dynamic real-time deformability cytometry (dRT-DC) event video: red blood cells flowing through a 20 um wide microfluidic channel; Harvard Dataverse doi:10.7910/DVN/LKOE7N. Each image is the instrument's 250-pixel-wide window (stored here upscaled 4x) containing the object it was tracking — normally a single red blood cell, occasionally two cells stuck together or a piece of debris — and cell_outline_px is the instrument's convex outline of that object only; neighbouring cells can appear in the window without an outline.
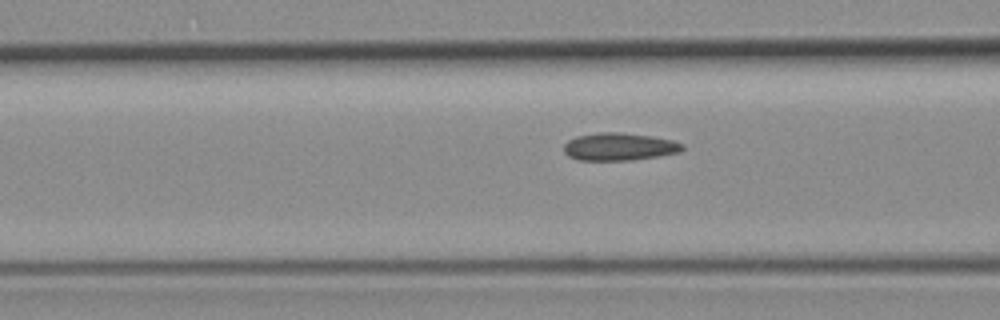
{"species": "common noctule bat (a hibernating species)", "species_latin": "Nyctalus noctula", "temperature_condition": "room temperature", "stored_images_in_passage": 17, "camera_frame_rate_fps": 3000, "um_per_image_px": 0.085, "animal": {"sex": "female", "body_mass_g": 19.3, "forearm_length_mm": 54.1}, "frame": {"image": 1, "passage_image": 15, "time_ms": 4.667, "image_size_px": [1000, 320], "cell_outline_px": [[684, 148], [680, 152], [660, 156], [632, 160], [580, 160], [568, 156], [564, 152], [564, 144], [568, 140], [576, 136], [600, 132], [620, 132], [652, 136], [672, 140], [684, 144]], "centroid_in_image_um": [52.64, 12.47], "position_along_channel_um": 114.0, "area_um2": 19.19}}